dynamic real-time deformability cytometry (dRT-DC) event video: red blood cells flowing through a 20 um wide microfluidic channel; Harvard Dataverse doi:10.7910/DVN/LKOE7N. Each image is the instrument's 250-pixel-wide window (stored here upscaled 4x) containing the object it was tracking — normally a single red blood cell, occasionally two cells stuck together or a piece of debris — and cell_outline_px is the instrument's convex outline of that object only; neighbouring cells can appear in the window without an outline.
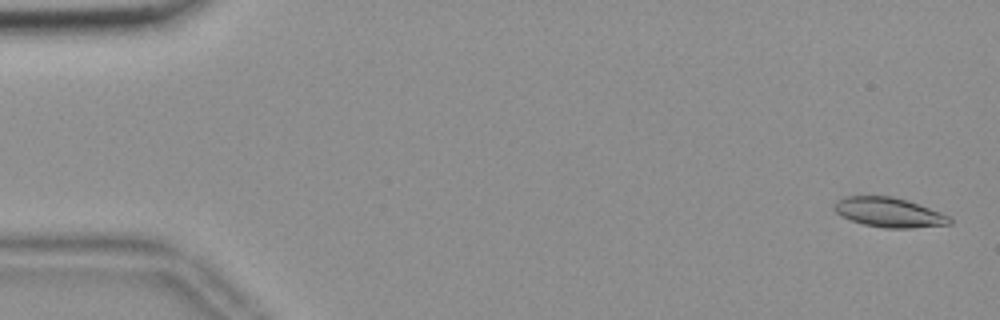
{"species": "common noctule bat (a hibernating species)", "species_latin": "Nyctalus noctula", "temperature_condition": "room temperature", "stored_images_in_passage": 56, "camera_frame_rate_fps": 3000, "um_per_image_px": 0.085, "animal": {"sex": "female", "body_mass_g": 18.4}, "frame": {"image": 1, "passage_image": 2, "time_ms": 0.333, "image_size_px": [1000, 320], "cell_outline_px": [[952, 224], [912, 228], [884, 228], [864, 224], [840, 216], [832, 208], [836, 200], [844, 196], [892, 196], [908, 200], [940, 212], [948, 216], [952, 220]], "centroid_in_image_um": [75.54, 18.05], "position_along_channel_um": 9.5, "area_um2": 20.0}}
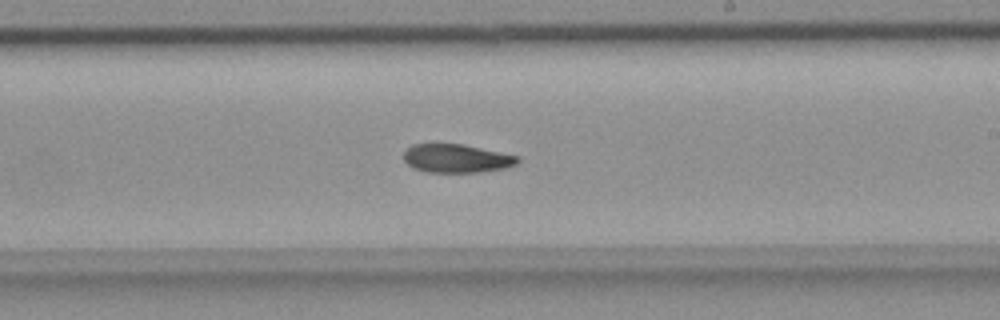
{"frame": {"image": 2, "passage_image": 33, "time_ms": 10.667, "image_size_px": [1000, 320], "cell_outline_px": [[520, 160], [516, 164], [504, 168], [480, 172], [428, 172], [412, 168], [404, 160], [404, 152], [412, 144], [432, 140], [436, 140], [464, 144], [520, 156]], "centroid_in_image_um": [38.75, 13.41], "position_along_channel_um": 250.3, "area_um2": 19.77}}
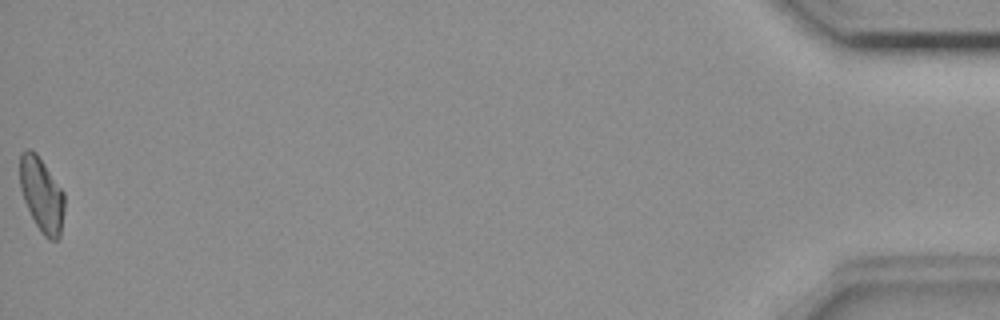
{"frame": {"image": 3, "passage_image": 56, "time_ms": 18.333, "image_size_px": [1000, 320], "cell_outline_px": [[64, 212], [60, 236], [56, 240], [48, 240], [40, 232], [24, 200], [20, 188], [20, 152], [24, 148], [32, 148], [36, 152], [64, 192]], "centroid_in_image_um": [3.54, 16.52], "position_along_channel_um": 431.7, "area_um2": 19.42}}